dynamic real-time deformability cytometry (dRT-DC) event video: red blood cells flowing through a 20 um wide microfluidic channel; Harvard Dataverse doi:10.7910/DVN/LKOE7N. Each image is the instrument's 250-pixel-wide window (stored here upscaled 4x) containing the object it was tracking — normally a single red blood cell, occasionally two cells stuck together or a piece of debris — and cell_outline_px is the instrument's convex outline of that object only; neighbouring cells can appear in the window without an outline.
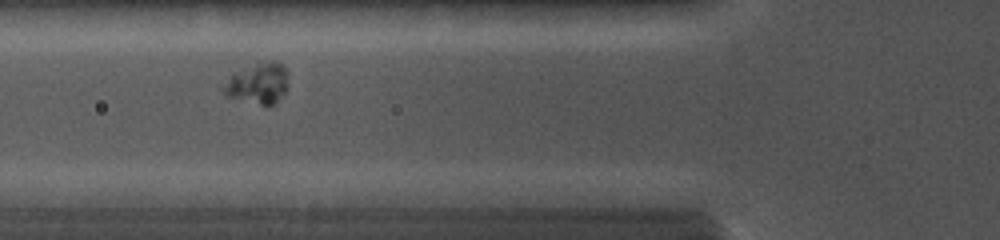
{"species": "common noctule bat (a hibernating species)", "species_latin": "Nyctalus noctula", "temperature_condition": "cold", "stored_images_in_passage": 26, "camera_frame_rate_fps": 5000, "um_per_image_px": 0.085, "animal": {"sex": "female", "body_mass_g": 19.0, "forearm_length_mm": 56.7}, "frame": {"image": 1, "passage_image": 3, "time_ms": 1.4, "image_size_px": [1000, 240], "cell_outline_px": [[288, 88], [272, 104], [260, 104], [228, 96], [220, 88], [232, 72], [256, 60], [260, 60], [284, 64], [288, 72]], "centroid_in_image_um": [21.9, 7.0], "position_along_channel_um": 103.9, "area_um2": 15.72}}
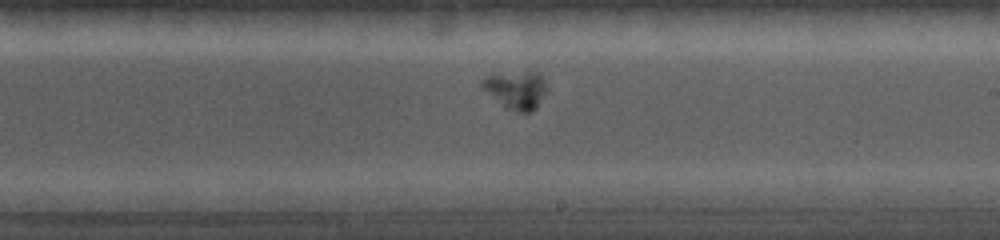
{"frame": {"image": 2, "passage_image": 12, "time_ms": 4.8, "image_size_px": [1000, 240], "cell_outline_px": [[544, 92], [536, 108], [532, 112], [520, 112], [508, 108], [480, 88], [480, 80], [484, 76], [528, 72], [540, 72], [544, 80]], "centroid_in_image_um": [43.82, 7.64], "position_along_channel_um": 245.2, "area_um2": 13.81}}
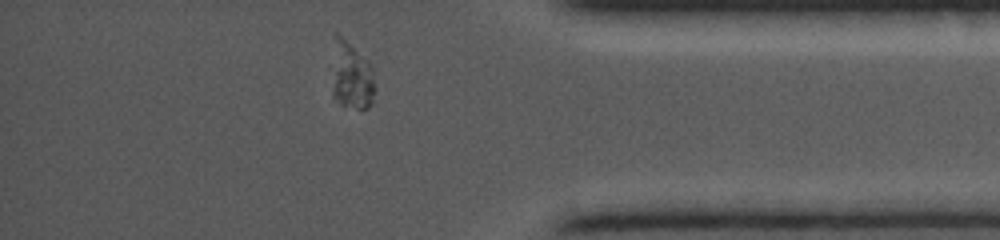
{"frame": {"image": 3, "passage_image": 24, "time_ms": 8.8, "image_size_px": [1000, 240], "cell_outline_px": [[376, 88], [372, 104], [368, 108], [356, 108], [332, 100], [332, 88], [336, 32], [368, 60], [372, 64]], "centroid_in_image_um": [29.93, 6.51], "position_along_channel_um": 405.3, "area_um2": 16.88}}